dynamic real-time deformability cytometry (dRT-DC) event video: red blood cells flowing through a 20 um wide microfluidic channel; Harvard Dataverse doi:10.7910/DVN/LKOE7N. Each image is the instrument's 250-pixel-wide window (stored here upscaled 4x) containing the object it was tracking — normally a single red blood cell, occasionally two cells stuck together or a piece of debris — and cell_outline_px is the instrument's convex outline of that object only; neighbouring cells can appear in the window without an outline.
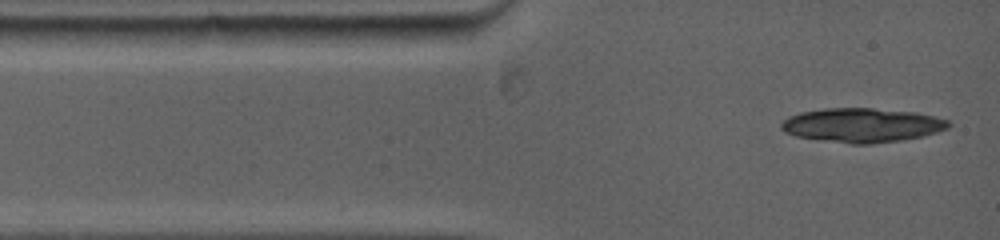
{"species": "common noctule bat (a hibernating species)", "species_latin": "Nyctalus noctula", "temperature_condition": "warm", "stored_images_in_passage": 1, "camera_frame_rate_fps": 5000, "um_per_image_px": 0.085, "animal": {"sex": "female", "body_mass_g": 19.0, "forearm_length_mm": 53.3}, "frame": {"image": 1, "passage_image": 1, "time_ms": 0.0, "image_size_px": [1000, 240], "cell_outline_px": [[952, 124], [948, 128], [936, 132], [920, 136], [900, 140], [872, 144], [852, 144], [820, 140], [796, 136], [784, 132], [780, 128], [780, 124], [788, 116], [800, 112], [824, 108], [872, 108], [916, 112], [936, 116], [948, 120]], "centroid_in_image_um": [73.25, 10.63], "position_along_channel_um": 11.7, "area_um2": 33.47}}